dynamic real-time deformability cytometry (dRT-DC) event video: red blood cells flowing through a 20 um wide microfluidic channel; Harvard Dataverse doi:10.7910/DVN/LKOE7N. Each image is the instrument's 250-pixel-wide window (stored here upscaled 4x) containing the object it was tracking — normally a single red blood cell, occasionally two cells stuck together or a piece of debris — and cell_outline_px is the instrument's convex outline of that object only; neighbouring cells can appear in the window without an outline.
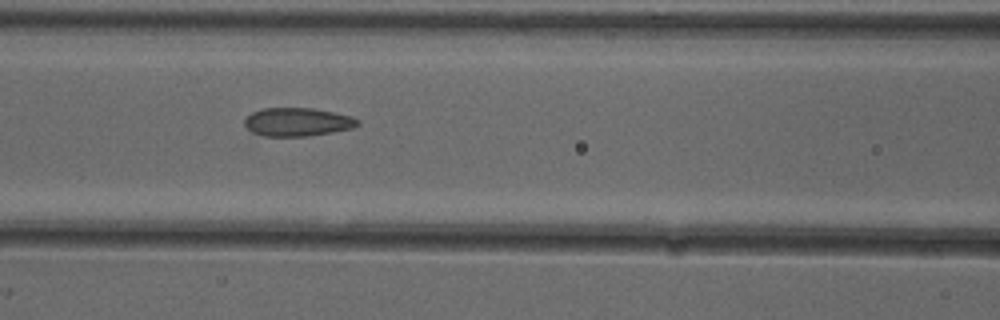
{"species": "common noctule bat (a hibernating species)", "species_latin": "Nyctalus noctula", "temperature_condition": "cold", "stored_images_in_passage": 11, "camera_frame_rate_fps": 3000, "um_per_image_px": 0.085, "animal": {"sex": "female"}, "frame": {"image": 1, "passage_image": 9, "time_ms": 2.667, "image_size_px": [1000, 320], "cell_outline_px": [[360, 124], [352, 128], [332, 132], [308, 136], [264, 136], [252, 132], [244, 124], [244, 120], [252, 112], [264, 108], [312, 108], [352, 116], [360, 120]], "centroid_in_image_um": [25.3, 10.37], "position_along_channel_um": 141.3, "area_um2": 18.67}}
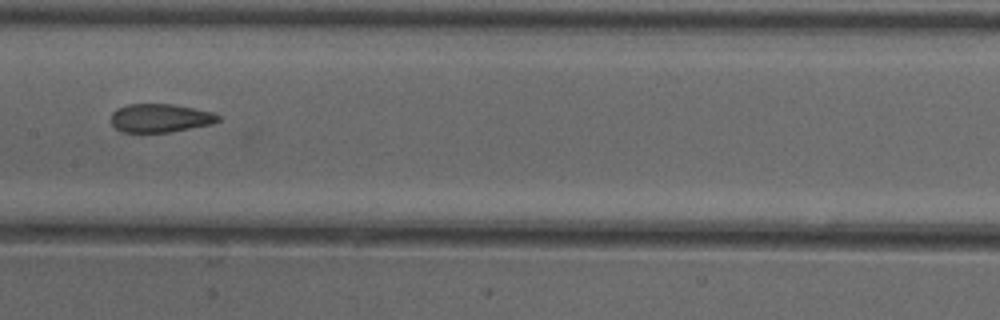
{"frame": {"image": 2, "passage_image": 10, "time_ms": 3.0, "image_size_px": [1000, 320], "cell_outline_px": [[220, 120], [212, 124], [172, 132], [120, 132], [112, 124], [112, 112], [116, 108], [128, 104], [172, 104], [212, 112], [220, 116]], "centroid_in_image_um": [13.61, 10.04], "position_along_channel_um": 193.8, "area_um2": 17.8}}
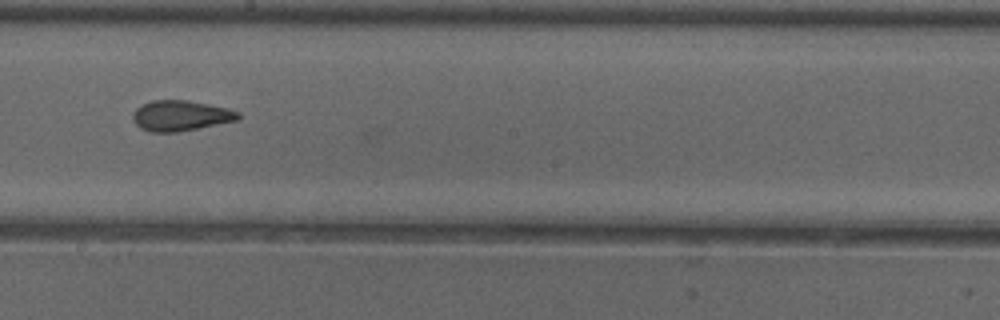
{"frame": {"image": 3, "passage_image": 11, "time_ms": 3.333, "image_size_px": [1000, 320], "cell_outline_px": [[240, 120], [176, 132], [152, 132], [140, 128], [136, 124], [132, 116], [132, 112], [140, 104], [152, 100], [188, 100], [228, 108], [240, 112]], "centroid_in_image_um": [15.35, 9.82], "position_along_channel_um": 232.8, "area_um2": 18.84}}